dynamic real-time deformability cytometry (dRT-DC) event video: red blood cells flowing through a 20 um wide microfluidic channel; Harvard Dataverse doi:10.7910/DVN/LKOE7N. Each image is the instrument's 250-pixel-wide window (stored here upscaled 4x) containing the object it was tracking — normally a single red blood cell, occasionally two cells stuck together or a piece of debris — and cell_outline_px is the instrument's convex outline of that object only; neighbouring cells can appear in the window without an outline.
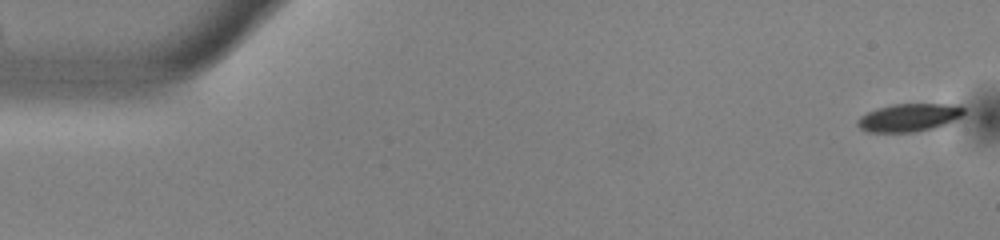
{"species": "common noctule bat (a hibernating species)", "species_latin": "Nyctalus noctula", "temperature_condition": "warm", "stored_images_in_passage": 1, "camera_frame_rate_fps": 3000, "um_per_image_px": 0.085, "animal": {"sex": "male", "body_mass_g": 13.0, "forearm_length_mm": 53.1}, "frame": {"image": 1, "passage_image": 1, "time_ms": 0.0, "image_size_px": [1000, 240], "cell_outline_px": [[964, 116], [948, 124], [932, 128], [912, 132], [868, 132], [860, 128], [856, 124], [856, 120], [860, 116], [876, 108], [892, 104], [964, 104]], "centroid_in_image_um": [77.31, 9.98], "position_along_channel_um": 7.7, "area_um2": 17.63}}